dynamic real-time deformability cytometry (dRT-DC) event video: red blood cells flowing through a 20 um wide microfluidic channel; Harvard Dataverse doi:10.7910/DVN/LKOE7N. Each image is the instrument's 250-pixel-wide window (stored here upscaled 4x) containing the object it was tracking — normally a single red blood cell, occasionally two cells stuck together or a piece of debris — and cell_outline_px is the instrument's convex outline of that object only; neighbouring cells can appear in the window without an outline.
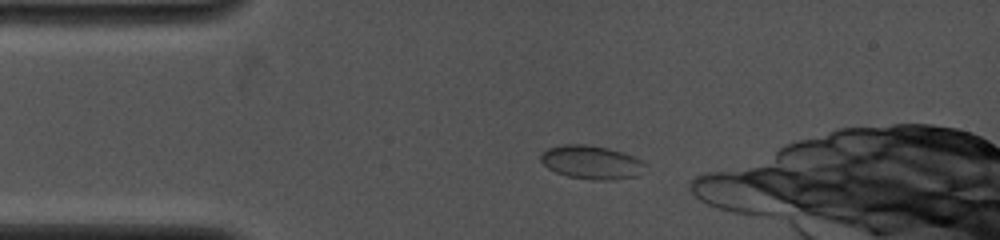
{"species": "common noctule bat (a hibernating species)", "species_latin": "Nyctalus noctula", "temperature_condition": "cold", "stored_images_in_passage": 4, "camera_frame_rate_fps": 4000, "um_per_image_px": 0.085, "animal": {"sex": "female", "body_mass_g": 19.0, "forearm_length_mm": 53.3}, "frame": {"image": 1, "passage_image": 1, "time_ms": 0.0, "image_size_px": [1000, 240], "cell_outline_px": [[648, 164], [636, 176], [608, 180], [592, 180], [568, 176], [556, 172], [548, 168], [540, 160], [540, 152], [548, 148], [564, 144], [588, 144], [608, 148], [632, 156]], "centroid_in_image_um": [50.23, 13.78], "position_along_channel_um": 34.8, "area_um2": 20.35}}
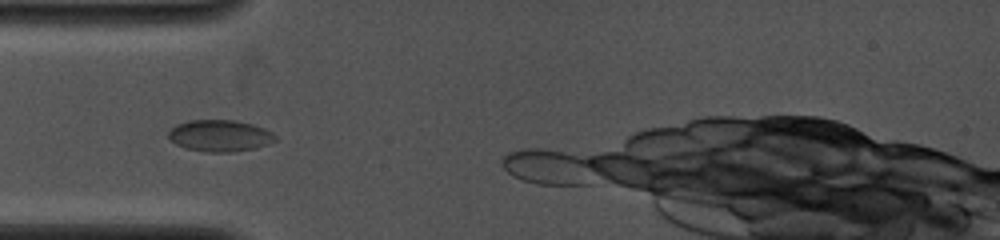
{"frame": {"image": 2, "passage_image": 3, "time_ms": 1.5, "image_size_px": [1000, 240], "cell_outline_px": [[276, 140], [268, 144], [256, 148], [232, 152], [208, 152], [188, 148], [176, 144], [168, 136], [168, 132], [176, 124], [188, 120], [232, 120], [252, 124], [264, 128], [272, 132], [276, 136]], "centroid_in_image_um": [18.7, 11.53], "position_along_channel_um": 66.3, "area_um2": 19.59}}